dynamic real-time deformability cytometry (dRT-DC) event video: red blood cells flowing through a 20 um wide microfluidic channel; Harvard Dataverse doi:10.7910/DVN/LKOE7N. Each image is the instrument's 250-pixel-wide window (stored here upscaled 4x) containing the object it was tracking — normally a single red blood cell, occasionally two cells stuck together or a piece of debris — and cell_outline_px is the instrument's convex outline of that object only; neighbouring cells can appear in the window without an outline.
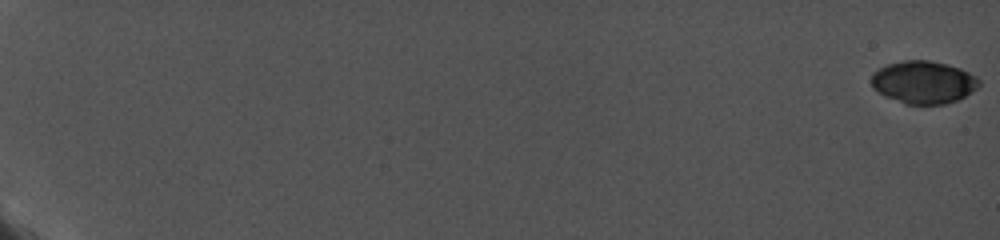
{"species": "common noctule bat (a hibernating species)", "species_latin": "Nyctalus noctula", "temperature_condition": "cold", "stored_images_in_passage": 24, "camera_frame_rate_fps": 5000, "um_per_image_px": 0.085, "animal": {"sex": "female", "body_mass_g": 19.0, "forearm_length_mm": 56.7}, "frame": {"image": 1, "passage_image": 1, "time_ms": 0.0, "image_size_px": [1000, 240], "cell_outline_px": [[980, 84], [976, 88], [964, 96], [956, 100], [944, 104], [904, 104], [884, 96], [876, 92], [872, 88], [872, 72], [888, 64], [904, 60], [928, 60], [948, 64], [960, 68], [976, 76], [980, 80]], "centroid_in_image_um": [78.47, 6.99], "position_along_channel_um": 6.5, "area_um2": 26.82}}
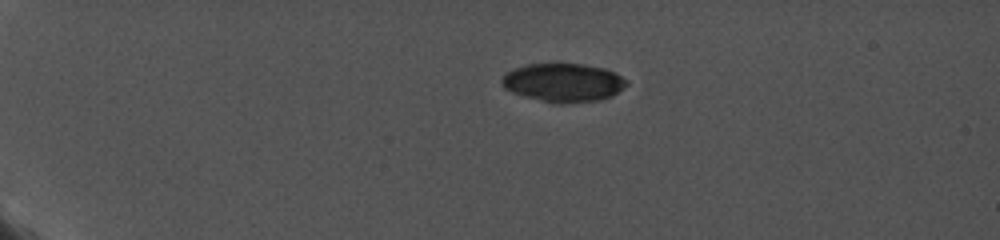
{"frame": {"image": 2, "passage_image": 16, "time_ms": 5.2, "image_size_px": [1000, 240], "cell_outline_px": [[628, 84], [624, 88], [612, 96], [600, 100], [560, 104], [524, 96], [512, 92], [504, 88], [500, 80], [508, 72], [516, 68], [528, 64], [580, 64], [604, 68], [616, 72], [628, 80]], "centroid_in_image_um": [47.93, 7.02], "position_along_channel_um": 37.1, "area_um2": 27.92}}